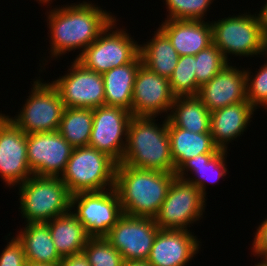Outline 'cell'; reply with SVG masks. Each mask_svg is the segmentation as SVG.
Returning a JSON list of instances; mask_svg holds the SVG:
<instances>
[{
	"mask_svg": "<svg viewBox=\"0 0 267 266\" xmlns=\"http://www.w3.org/2000/svg\"><path fill=\"white\" fill-rule=\"evenodd\" d=\"M47 8L45 20L47 30L49 29L47 37L50 45L46 47L48 50L43 53L44 57L39 59L38 73L40 74L43 70L46 73L48 61L51 63L55 60L56 62L71 51L74 53L78 50L76 51L78 55L74 57L76 59L117 17L116 13L90 0L62 6L55 4ZM47 53L49 56L46 55Z\"/></svg>",
	"mask_w": 267,
	"mask_h": 266,
	"instance_id": "cell-1",
	"label": "cell"
},
{
	"mask_svg": "<svg viewBox=\"0 0 267 266\" xmlns=\"http://www.w3.org/2000/svg\"><path fill=\"white\" fill-rule=\"evenodd\" d=\"M175 178L174 172L139 169L118 163L114 188L123 214L154 218Z\"/></svg>",
	"mask_w": 267,
	"mask_h": 266,
	"instance_id": "cell-2",
	"label": "cell"
},
{
	"mask_svg": "<svg viewBox=\"0 0 267 266\" xmlns=\"http://www.w3.org/2000/svg\"><path fill=\"white\" fill-rule=\"evenodd\" d=\"M158 119L131 117L126 148L120 163L133 168L174 172L167 118L161 117V124L157 122Z\"/></svg>",
	"mask_w": 267,
	"mask_h": 266,
	"instance_id": "cell-3",
	"label": "cell"
},
{
	"mask_svg": "<svg viewBox=\"0 0 267 266\" xmlns=\"http://www.w3.org/2000/svg\"><path fill=\"white\" fill-rule=\"evenodd\" d=\"M232 14L210 21L213 44L228 63L235 62L231 60L232 57L262 58L267 53V34L263 31L256 12L243 9L237 15Z\"/></svg>",
	"mask_w": 267,
	"mask_h": 266,
	"instance_id": "cell-4",
	"label": "cell"
},
{
	"mask_svg": "<svg viewBox=\"0 0 267 266\" xmlns=\"http://www.w3.org/2000/svg\"><path fill=\"white\" fill-rule=\"evenodd\" d=\"M14 189L22 224L47 223L70 212L72 195L59 177L32 175Z\"/></svg>",
	"mask_w": 267,
	"mask_h": 266,
	"instance_id": "cell-5",
	"label": "cell"
},
{
	"mask_svg": "<svg viewBox=\"0 0 267 266\" xmlns=\"http://www.w3.org/2000/svg\"><path fill=\"white\" fill-rule=\"evenodd\" d=\"M116 166L111 157L97 149L76 147L59 178L71 195L103 191L114 188Z\"/></svg>",
	"mask_w": 267,
	"mask_h": 266,
	"instance_id": "cell-6",
	"label": "cell"
},
{
	"mask_svg": "<svg viewBox=\"0 0 267 266\" xmlns=\"http://www.w3.org/2000/svg\"><path fill=\"white\" fill-rule=\"evenodd\" d=\"M40 76L31 79V91L16 112L18 114L6 115L25 134L58 131L65 108L55 86Z\"/></svg>",
	"mask_w": 267,
	"mask_h": 266,
	"instance_id": "cell-7",
	"label": "cell"
},
{
	"mask_svg": "<svg viewBox=\"0 0 267 266\" xmlns=\"http://www.w3.org/2000/svg\"><path fill=\"white\" fill-rule=\"evenodd\" d=\"M118 21L116 17L75 59L85 69L103 74L131 63L139 55V41L123 25L118 26Z\"/></svg>",
	"mask_w": 267,
	"mask_h": 266,
	"instance_id": "cell-8",
	"label": "cell"
},
{
	"mask_svg": "<svg viewBox=\"0 0 267 266\" xmlns=\"http://www.w3.org/2000/svg\"><path fill=\"white\" fill-rule=\"evenodd\" d=\"M207 199L196 186L176 177L154 217L155 223L160 229L190 231L206 218Z\"/></svg>",
	"mask_w": 267,
	"mask_h": 266,
	"instance_id": "cell-9",
	"label": "cell"
},
{
	"mask_svg": "<svg viewBox=\"0 0 267 266\" xmlns=\"http://www.w3.org/2000/svg\"><path fill=\"white\" fill-rule=\"evenodd\" d=\"M70 211L90 237H105L123 215L115 188L72 195Z\"/></svg>",
	"mask_w": 267,
	"mask_h": 266,
	"instance_id": "cell-10",
	"label": "cell"
},
{
	"mask_svg": "<svg viewBox=\"0 0 267 266\" xmlns=\"http://www.w3.org/2000/svg\"><path fill=\"white\" fill-rule=\"evenodd\" d=\"M67 72L50 81L58 90L64 107L97 108L105 105L102 74L85 69L75 59Z\"/></svg>",
	"mask_w": 267,
	"mask_h": 266,
	"instance_id": "cell-11",
	"label": "cell"
},
{
	"mask_svg": "<svg viewBox=\"0 0 267 266\" xmlns=\"http://www.w3.org/2000/svg\"><path fill=\"white\" fill-rule=\"evenodd\" d=\"M159 229L154 218L123 214L105 238L124 261H146Z\"/></svg>",
	"mask_w": 267,
	"mask_h": 266,
	"instance_id": "cell-12",
	"label": "cell"
},
{
	"mask_svg": "<svg viewBox=\"0 0 267 266\" xmlns=\"http://www.w3.org/2000/svg\"><path fill=\"white\" fill-rule=\"evenodd\" d=\"M130 111L103 105L93 109V125L88 146L107 154L117 164L126 148Z\"/></svg>",
	"mask_w": 267,
	"mask_h": 266,
	"instance_id": "cell-13",
	"label": "cell"
},
{
	"mask_svg": "<svg viewBox=\"0 0 267 266\" xmlns=\"http://www.w3.org/2000/svg\"><path fill=\"white\" fill-rule=\"evenodd\" d=\"M33 175L27 159V134L0 111V177L14 190Z\"/></svg>",
	"mask_w": 267,
	"mask_h": 266,
	"instance_id": "cell-14",
	"label": "cell"
},
{
	"mask_svg": "<svg viewBox=\"0 0 267 266\" xmlns=\"http://www.w3.org/2000/svg\"><path fill=\"white\" fill-rule=\"evenodd\" d=\"M73 149L58 131L27 134V159L36 176L60 177Z\"/></svg>",
	"mask_w": 267,
	"mask_h": 266,
	"instance_id": "cell-15",
	"label": "cell"
},
{
	"mask_svg": "<svg viewBox=\"0 0 267 266\" xmlns=\"http://www.w3.org/2000/svg\"><path fill=\"white\" fill-rule=\"evenodd\" d=\"M175 98L169 79L140 65L133 88L132 116L167 118Z\"/></svg>",
	"mask_w": 267,
	"mask_h": 266,
	"instance_id": "cell-16",
	"label": "cell"
},
{
	"mask_svg": "<svg viewBox=\"0 0 267 266\" xmlns=\"http://www.w3.org/2000/svg\"><path fill=\"white\" fill-rule=\"evenodd\" d=\"M195 231L159 229L147 261L152 266H188L202 251Z\"/></svg>",
	"mask_w": 267,
	"mask_h": 266,
	"instance_id": "cell-17",
	"label": "cell"
},
{
	"mask_svg": "<svg viewBox=\"0 0 267 266\" xmlns=\"http://www.w3.org/2000/svg\"><path fill=\"white\" fill-rule=\"evenodd\" d=\"M234 64L229 63L209 82L200 86L197 97L210 112L235 103L248 102L245 67Z\"/></svg>",
	"mask_w": 267,
	"mask_h": 266,
	"instance_id": "cell-18",
	"label": "cell"
},
{
	"mask_svg": "<svg viewBox=\"0 0 267 266\" xmlns=\"http://www.w3.org/2000/svg\"><path fill=\"white\" fill-rule=\"evenodd\" d=\"M256 111L249 102H239L211 112L210 133L215 145L230 151L229 144L249 130Z\"/></svg>",
	"mask_w": 267,
	"mask_h": 266,
	"instance_id": "cell-19",
	"label": "cell"
},
{
	"mask_svg": "<svg viewBox=\"0 0 267 266\" xmlns=\"http://www.w3.org/2000/svg\"><path fill=\"white\" fill-rule=\"evenodd\" d=\"M170 40L179 56L196 55L213 44L209 20H162L158 27Z\"/></svg>",
	"mask_w": 267,
	"mask_h": 266,
	"instance_id": "cell-20",
	"label": "cell"
},
{
	"mask_svg": "<svg viewBox=\"0 0 267 266\" xmlns=\"http://www.w3.org/2000/svg\"><path fill=\"white\" fill-rule=\"evenodd\" d=\"M228 150H220L218 153H202L192 159L186 160L176 171L179 179L186 180L196 186L207 198L208 185L224 180L228 171Z\"/></svg>",
	"mask_w": 267,
	"mask_h": 266,
	"instance_id": "cell-21",
	"label": "cell"
},
{
	"mask_svg": "<svg viewBox=\"0 0 267 266\" xmlns=\"http://www.w3.org/2000/svg\"><path fill=\"white\" fill-rule=\"evenodd\" d=\"M142 64L140 54L131 62L102 74L105 105L118 106L131 112L135 78Z\"/></svg>",
	"mask_w": 267,
	"mask_h": 266,
	"instance_id": "cell-22",
	"label": "cell"
},
{
	"mask_svg": "<svg viewBox=\"0 0 267 266\" xmlns=\"http://www.w3.org/2000/svg\"><path fill=\"white\" fill-rule=\"evenodd\" d=\"M25 225V226H24ZM22 224L15 235L22 243L26 261L32 263L58 264L62 257L53 243L46 223Z\"/></svg>",
	"mask_w": 267,
	"mask_h": 266,
	"instance_id": "cell-23",
	"label": "cell"
},
{
	"mask_svg": "<svg viewBox=\"0 0 267 266\" xmlns=\"http://www.w3.org/2000/svg\"><path fill=\"white\" fill-rule=\"evenodd\" d=\"M175 171L186 161L202 153H218L211 133H193L171 125L167 120Z\"/></svg>",
	"mask_w": 267,
	"mask_h": 266,
	"instance_id": "cell-24",
	"label": "cell"
},
{
	"mask_svg": "<svg viewBox=\"0 0 267 266\" xmlns=\"http://www.w3.org/2000/svg\"><path fill=\"white\" fill-rule=\"evenodd\" d=\"M152 38L139 44L142 64L152 72L169 79L179 59L169 38L157 27Z\"/></svg>",
	"mask_w": 267,
	"mask_h": 266,
	"instance_id": "cell-25",
	"label": "cell"
},
{
	"mask_svg": "<svg viewBox=\"0 0 267 266\" xmlns=\"http://www.w3.org/2000/svg\"><path fill=\"white\" fill-rule=\"evenodd\" d=\"M55 248L61 257L83 252L90 236L84 225L70 211L46 223Z\"/></svg>",
	"mask_w": 267,
	"mask_h": 266,
	"instance_id": "cell-26",
	"label": "cell"
},
{
	"mask_svg": "<svg viewBox=\"0 0 267 266\" xmlns=\"http://www.w3.org/2000/svg\"><path fill=\"white\" fill-rule=\"evenodd\" d=\"M211 112L197 96L175 98L168 122L193 133H210Z\"/></svg>",
	"mask_w": 267,
	"mask_h": 266,
	"instance_id": "cell-27",
	"label": "cell"
},
{
	"mask_svg": "<svg viewBox=\"0 0 267 266\" xmlns=\"http://www.w3.org/2000/svg\"><path fill=\"white\" fill-rule=\"evenodd\" d=\"M92 125V108L65 107L58 132L73 148L86 147L90 141Z\"/></svg>",
	"mask_w": 267,
	"mask_h": 266,
	"instance_id": "cell-28",
	"label": "cell"
},
{
	"mask_svg": "<svg viewBox=\"0 0 267 266\" xmlns=\"http://www.w3.org/2000/svg\"><path fill=\"white\" fill-rule=\"evenodd\" d=\"M169 83L176 97L197 96L200 86L196 81L194 55L179 56Z\"/></svg>",
	"mask_w": 267,
	"mask_h": 266,
	"instance_id": "cell-29",
	"label": "cell"
},
{
	"mask_svg": "<svg viewBox=\"0 0 267 266\" xmlns=\"http://www.w3.org/2000/svg\"><path fill=\"white\" fill-rule=\"evenodd\" d=\"M165 5L164 20H198L205 21L208 11L217 0H162ZM212 5V6H211ZM206 16V17H205Z\"/></svg>",
	"mask_w": 267,
	"mask_h": 266,
	"instance_id": "cell-30",
	"label": "cell"
},
{
	"mask_svg": "<svg viewBox=\"0 0 267 266\" xmlns=\"http://www.w3.org/2000/svg\"><path fill=\"white\" fill-rule=\"evenodd\" d=\"M264 57L265 63L259 64V69L253 73L248 66L245 68L246 73V96L247 101L257 110L263 108L267 112V53Z\"/></svg>",
	"mask_w": 267,
	"mask_h": 266,
	"instance_id": "cell-31",
	"label": "cell"
},
{
	"mask_svg": "<svg viewBox=\"0 0 267 266\" xmlns=\"http://www.w3.org/2000/svg\"><path fill=\"white\" fill-rule=\"evenodd\" d=\"M83 253L91 266H122L121 253L105 237H90Z\"/></svg>",
	"mask_w": 267,
	"mask_h": 266,
	"instance_id": "cell-32",
	"label": "cell"
},
{
	"mask_svg": "<svg viewBox=\"0 0 267 266\" xmlns=\"http://www.w3.org/2000/svg\"><path fill=\"white\" fill-rule=\"evenodd\" d=\"M229 63L222 52L214 45L199 51L195 55V75L199 86L209 82Z\"/></svg>",
	"mask_w": 267,
	"mask_h": 266,
	"instance_id": "cell-33",
	"label": "cell"
},
{
	"mask_svg": "<svg viewBox=\"0 0 267 266\" xmlns=\"http://www.w3.org/2000/svg\"><path fill=\"white\" fill-rule=\"evenodd\" d=\"M12 234L9 232L4 236L7 244L0 253V266H25L27 261L23 245L16 236H10Z\"/></svg>",
	"mask_w": 267,
	"mask_h": 266,
	"instance_id": "cell-34",
	"label": "cell"
},
{
	"mask_svg": "<svg viewBox=\"0 0 267 266\" xmlns=\"http://www.w3.org/2000/svg\"><path fill=\"white\" fill-rule=\"evenodd\" d=\"M263 221L256 226L255 232H253L254 238L252 240V246L250 257L263 258L267 254V216Z\"/></svg>",
	"mask_w": 267,
	"mask_h": 266,
	"instance_id": "cell-35",
	"label": "cell"
},
{
	"mask_svg": "<svg viewBox=\"0 0 267 266\" xmlns=\"http://www.w3.org/2000/svg\"><path fill=\"white\" fill-rule=\"evenodd\" d=\"M57 266H91L88 262L85 254L79 253L71 256L62 257V260L57 264Z\"/></svg>",
	"mask_w": 267,
	"mask_h": 266,
	"instance_id": "cell-36",
	"label": "cell"
},
{
	"mask_svg": "<svg viewBox=\"0 0 267 266\" xmlns=\"http://www.w3.org/2000/svg\"><path fill=\"white\" fill-rule=\"evenodd\" d=\"M258 10L259 11L256 10V14L259 18L260 25L262 26L263 31L267 34V0L264 1L261 8Z\"/></svg>",
	"mask_w": 267,
	"mask_h": 266,
	"instance_id": "cell-37",
	"label": "cell"
},
{
	"mask_svg": "<svg viewBox=\"0 0 267 266\" xmlns=\"http://www.w3.org/2000/svg\"><path fill=\"white\" fill-rule=\"evenodd\" d=\"M122 266H152V265L146 260V261H123Z\"/></svg>",
	"mask_w": 267,
	"mask_h": 266,
	"instance_id": "cell-38",
	"label": "cell"
},
{
	"mask_svg": "<svg viewBox=\"0 0 267 266\" xmlns=\"http://www.w3.org/2000/svg\"><path fill=\"white\" fill-rule=\"evenodd\" d=\"M34 1L38 2V4H39L40 6H41V4H42V8H43V6H46V8H47V7H51L52 4H53V2H54V1L56 2V0H34Z\"/></svg>",
	"mask_w": 267,
	"mask_h": 266,
	"instance_id": "cell-39",
	"label": "cell"
},
{
	"mask_svg": "<svg viewBox=\"0 0 267 266\" xmlns=\"http://www.w3.org/2000/svg\"><path fill=\"white\" fill-rule=\"evenodd\" d=\"M25 266H57V264L32 263V262L27 261Z\"/></svg>",
	"mask_w": 267,
	"mask_h": 266,
	"instance_id": "cell-40",
	"label": "cell"
},
{
	"mask_svg": "<svg viewBox=\"0 0 267 266\" xmlns=\"http://www.w3.org/2000/svg\"><path fill=\"white\" fill-rule=\"evenodd\" d=\"M253 266H267V263L262 258H260V261L254 262Z\"/></svg>",
	"mask_w": 267,
	"mask_h": 266,
	"instance_id": "cell-41",
	"label": "cell"
},
{
	"mask_svg": "<svg viewBox=\"0 0 267 266\" xmlns=\"http://www.w3.org/2000/svg\"><path fill=\"white\" fill-rule=\"evenodd\" d=\"M262 259L267 263V254Z\"/></svg>",
	"mask_w": 267,
	"mask_h": 266,
	"instance_id": "cell-42",
	"label": "cell"
}]
</instances>
